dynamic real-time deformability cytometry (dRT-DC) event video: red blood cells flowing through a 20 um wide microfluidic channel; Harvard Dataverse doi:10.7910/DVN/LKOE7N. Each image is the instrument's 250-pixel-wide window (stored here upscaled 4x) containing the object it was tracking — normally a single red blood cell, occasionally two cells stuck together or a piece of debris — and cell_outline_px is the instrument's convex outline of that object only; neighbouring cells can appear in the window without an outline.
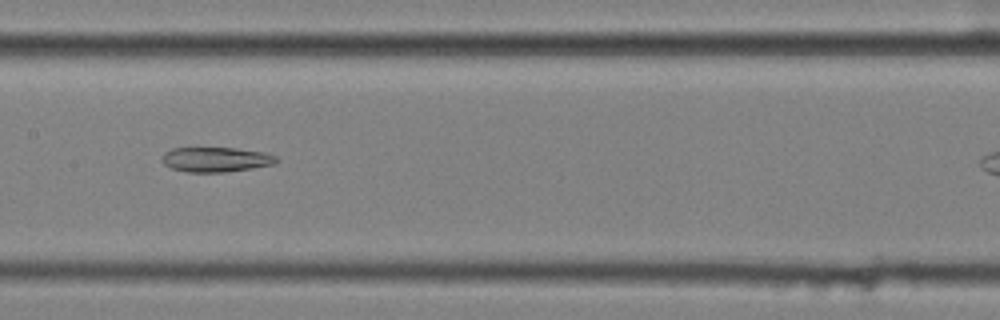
{"species": "common noctule bat (a hibernating species)", "species_latin": "Nyctalus noctula", "temperature_condition": "cold", "stored_images_in_passage": 40, "camera_frame_rate_fps": 3000, "um_per_image_px": 0.085, "animal": {"sex": "female", "body_mass_g": 25.1}, "frame": {"image": 1, "passage_image": 18, "time_ms": 5.667, "image_size_px": [1000, 320], "cell_outline_px": [[280, 160], [276, 164], [252, 168], [224, 172], [188, 172], [172, 168], [164, 164], [160, 160], [164, 152], [172, 148], [236, 148], [264, 152], [276, 156]], "centroid_in_image_um": [18.36, 13.55], "position_along_channel_um": 189.0, "area_um2": 16.65}}
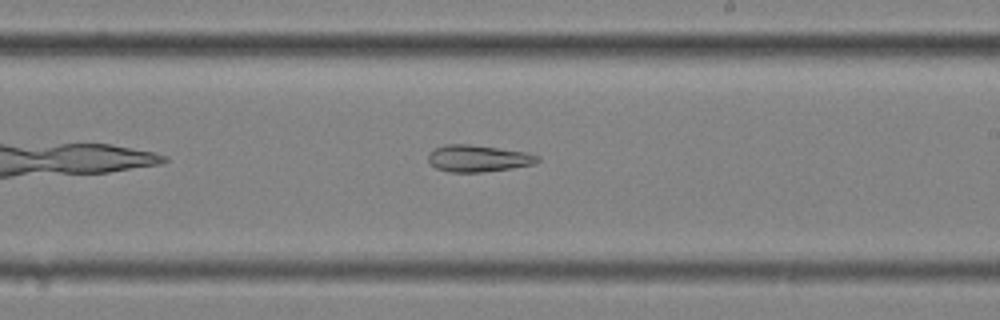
{"frame": {"image": 2, "passage_image": 23, "time_ms": 7.333, "image_size_px": [1000, 320], "cell_outline_px": [[540, 160], [532, 164], [512, 168], [484, 172], [448, 172], [436, 168], [428, 160], [428, 152], [432, 148], [444, 144], [468, 144], [524, 152], [540, 156]], "centroid_in_image_um": [40.58, 13.46], "position_along_channel_um": 248.4, "area_um2": 17.05}}